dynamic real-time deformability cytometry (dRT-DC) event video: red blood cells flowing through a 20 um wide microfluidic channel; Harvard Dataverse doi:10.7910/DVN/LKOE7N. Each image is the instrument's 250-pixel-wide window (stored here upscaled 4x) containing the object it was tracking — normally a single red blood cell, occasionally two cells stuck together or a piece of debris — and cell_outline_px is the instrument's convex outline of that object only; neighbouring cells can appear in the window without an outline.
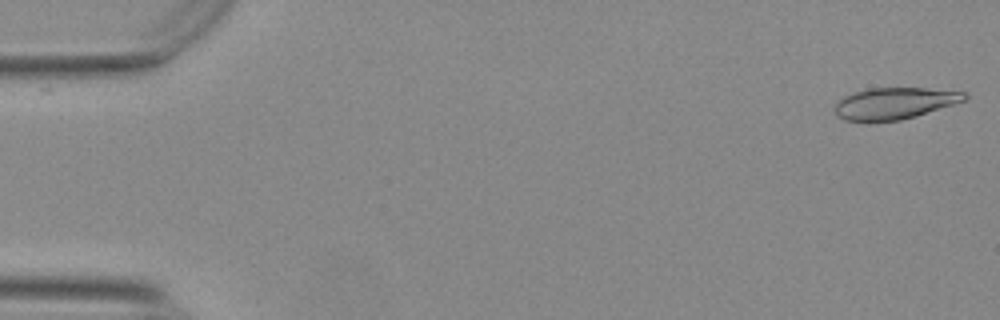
{"species": "Egyptian fruit bat (a non-hibernating species)", "species_latin": "Rousettus aegyptiacus", "temperature_condition": "warm", "stored_images_in_passage": 13, "camera_frame_rate_fps": 3000, "um_per_image_px": 0.085, "animal": {"sex": "female"}, "frame": {"image": 1, "passage_image": 1, "time_ms": 0.0, "image_size_px": [1000, 320], "cell_outline_px": [[968, 96], [964, 100], [916, 116], [900, 120], [868, 124], [844, 120], [836, 116], [832, 108], [844, 96], [852, 92], [868, 88], [924, 88], [968, 92]], "centroid_in_image_um": [75.93, 8.81], "position_along_channel_um": 9.1, "area_um2": 24.45}}